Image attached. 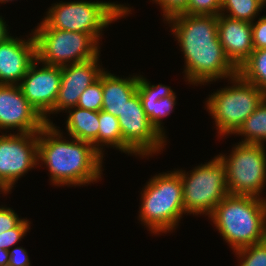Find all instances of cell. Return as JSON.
Returning a JSON list of instances; mask_svg holds the SVG:
<instances>
[{
	"instance_id": "1",
	"label": "cell",
	"mask_w": 266,
	"mask_h": 266,
	"mask_svg": "<svg viewBox=\"0 0 266 266\" xmlns=\"http://www.w3.org/2000/svg\"><path fill=\"white\" fill-rule=\"evenodd\" d=\"M185 58L189 84H203L235 77L238 68L219 41L217 16L180 14L167 20Z\"/></svg>"
},
{
	"instance_id": "2",
	"label": "cell",
	"mask_w": 266,
	"mask_h": 266,
	"mask_svg": "<svg viewBox=\"0 0 266 266\" xmlns=\"http://www.w3.org/2000/svg\"><path fill=\"white\" fill-rule=\"evenodd\" d=\"M62 137L54 124H46L38 132V164L41 161L48 167L52 184L81 186L102 178L103 156L93 144Z\"/></svg>"
},
{
	"instance_id": "3",
	"label": "cell",
	"mask_w": 266,
	"mask_h": 266,
	"mask_svg": "<svg viewBox=\"0 0 266 266\" xmlns=\"http://www.w3.org/2000/svg\"><path fill=\"white\" fill-rule=\"evenodd\" d=\"M209 218L233 252L266 240V199L226 196Z\"/></svg>"
},
{
	"instance_id": "4",
	"label": "cell",
	"mask_w": 266,
	"mask_h": 266,
	"mask_svg": "<svg viewBox=\"0 0 266 266\" xmlns=\"http://www.w3.org/2000/svg\"><path fill=\"white\" fill-rule=\"evenodd\" d=\"M169 172L149 179L141 192L139 218L153 234L176 229L185 214L181 177L176 170Z\"/></svg>"
},
{
	"instance_id": "5",
	"label": "cell",
	"mask_w": 266,
	"mask_h": 266,
	"mask_svg": "<svg viewBox=\"0 0 266 266\" xmlns=\"http://www.w3.org/2000/svg\"><path fill=\"white\" fill-rule=\"evenodd\" d=\"M131 9L115 2L74 1L55 3L48 9L47 16L37 28H55L65 31L91 34L98 42L102 29Z\"/></svg>"
},
{
	"instance_id": "6",
	"label": "cell",
	"mask_w": 266,
	"mask_h": 266,
	"mask_svg": "<svg viewBox=\"0 0 266 266\" xmlns=\"http://www.w3.org/2000/svg\"><path fill=\"white\" fill-rule=\"evenodd\" d=\"M230 81L233 86L217 90L206 101L207 110L215 120L220 136L234 134L266 99L264 92L238 74Z\"/></svg>"
},
{
	"instance_id": "7",
	"label": "cell",
	"mask_w": 266,
	"mask_h": 266,
	"mask_svg": "<svg viewBox=\"0 0 266 266\" xmlns=\"http://www.w3.org/2000/svg\"><path fill=\"white\" fill-rule=\"evenodd\" d=\"M176 171L183 185L185 214H205L209 217L215 207L229 195L226 168L218 156L195 167L190 175L184 170Z\"/></svg>"
},
{
	"instance_id": "8",
	"label": "cell",
	"mask_w": 266,
	"mask_h": 266,
	"mask_svg": "<svg viewBox=\"0 0 266 266\" xmlns=\"http://www.w3.org/2000/svg\"><path fill=\"white\" fill-rule=\"evenodd\" d=\"M36 55L39 64L66 66L88 61L100 55L98 41L82 32L55 28H36Z\"/></svg>"
},
{
	"instance_id": "9",
	"label": "cell",
	"mask_w": 266,
	"mask_h": 266,
	"mask_svg": "<svg viewBox=\"0 0 266 266\" xmlns=\"http://www.w3.org/2000/svg\"><path fill=\"white\" fill-rule=\"evenodd\" d=\"M217 156L226 168L229 194L262 198L260 193L266 183L264 145L238 143L228 157L223 154Z\"/></svg>"
},
{
	"instance_id": "10",
	"label": "cell",
	"mask_w": 266,
	"mask_h": 266,
	"mask_svg": "<svg viewBox=\"0 0 266 266\" xmlns=\"http://www.w3.org/2000/svg\"><path fill=\"white\" fill-rule=\"evenodd\" d=\"M117 118L122 133L124 153L149 157L163 150L166 140L149 121L138 92L126 102Z\"/></svg>"
},
{
	"instance_id": "11",
	"label": "cell",
	"mask_w": 266,
	"mask_h": 266,
	"mask_svg": "<svg viewBox=\"0 0 266 266\" xmlns=\"http://www.w3.org/2000/svg\"><path fill=\"white\" fill-rule=\"evenodd\" d=\"M0 135V182L10 191L15 182L38 165V133Z\"/></svg>"
},
{
	"instance_id": "12",
	"label": "cell",
	"mask_w": 266,
	"mask_h": 266,
	"mask_svg": "<svg viewBox=\"0 0 266 266\" xmlns=\"http://www.w3.org/2000/svg\"><path fill=\"white\" fill-rule=\"evenodd\" d=\"M36 59L19 86L24 97L40 113L47 124H53L48 114L54 108L61 85V67L43 64Z\"/></svg>"
},
{
	"instance_id": "13",
	"label": "cell",
	"mask_w": 266,
	"mask_h": 266,
	"mask_svg": "<svg viewBox=\"0 0 266 266\" xmlns=\"http://www.w3.org/2000/svg\"><path fill=\"white\" fill-rule=\"evenodd\" d=\"M47 123L24 97L19 85L0 84V129L38 133Z\"/></svg>"
},
{
	"instance_id": "14",
	"label": "cell",
	"mask_w": 266,
	"mask_h": 266,
	"mask_svg": "<svg viewBox=\"0 0 266 266\" xmlns=\"http://www.w3.org/2000/svg\"><path fill=\"white\" fill-rule=\"evenodd\" d=\"M99 57L88 61L69 64L61 67V85L54 108L49 114L76 107L83 91L95 81L104 71L99 63Z\"/></svg>"
},
{
	"instance_id": "15",
	"label": "cell",
	"mask_w": 266,
	"mask_h": 266,
	"mask_svg": "<svg viewBox=\"0 0 266 266\" xmlns=\"http://www.w3.org/2000/svg\"><path fill=\"white\" fill-rule=\"evenodd\" d=\"M31 35L27 40L9 36L0 42V84L19 85L37 59L33 32Z\"/></svg>"
},
{
	"instance_id": "16",
	"label": "cell",
	"mask_w": 266,
	"mask_h": 266,
	"mask_svg": "<svg viewBox=\"0 0 266 266\" xmlns=\"http://www.w3.org/2000/svg\"><path fill=\"white\" fill-rule=\"evenodd\" d=\"M217 30L226 56L239 68L254 50L251 23L219 14Z\"/></svg>"
},
{
	"instance_id": "17",
	"label": "cell",
	"mask_w": 266,
	"mask_h": 266,
	"mask_svg": "<svg viewBox=\"0 0 266 266\" xmlns=\"http://www.w3.org/2000/svg\"><path fill=\"white\" fill-rule=\"evenodd\" d=\"M137 92L141 98L145 114L148 116L152 126L166 139L162 118L172 113L176 105L175 92L166 85H152L150 81H147L141 75L138 76Z\"/></svg>"
},
{
	"instance_id": "18",
	"label": "cell",
	"mask_w": 266,
	"mask_h": 266,
	"mask_svg": "<svg viewBox=\"0 0 266 266\" xmlns=\"http://www.w3.org/2000/svg\"><path fill=\"white\" fill-rule=\"evenodd\" d=\"M138 75L120 78L107 71L102 72V110L118 117L126 102L137 93Z\"/></svg>"
},
{
	"instance_id": "19",
	"label": "cell",
	"mask_w": 266,
	"mask_h": 266,
	"mask_svg": "<svg viewBox=\"0 0 266 266\" xmlns=\"http://www.w3.org/2000/svg\"><path fill=\"white\" fill-rule=\"evenodd\" d=\"M66 130L69 137L93 144L98 151L99 112L72 107L68 109Z\"/></svg>"
},
{
	"instance_id": "20",
	"label": "cell",
	"mask_w": 266,
	"mask_h": 266,
	"mask_svg": "<svg viewBox=\"0 0 266 266\" xmlns=\"http://www.w3.org/2000/svg\"><path fill=\"white\" fill-rule=\"evenodd\" d=\"M237 74L266 94V49L253 50L240 65Z\"/></svg>"
},
{
	"instance_id": "21",
	"label": "cell",
	"mask_w": 266,
	"mask_h": 266,
	"mask_svg": "<svg viewBox=\"0 0 266 266\" xmlns=\"http://www.w3.org/2000/svg\"><path fill=\"white\" fill-rule=\"evenodd\" d=\"M234 134L244 136V140L242 139L239 143L264 145L266 141V99Z\"/></svg>"
},
{
	"instance_id": "22",
	"label": "cell",
	"mask_w": 266,
	"mask_h": 266,
	"mask_svg": "<svg viewBox=\"0 0 266 266\" xmlns=\"http://www.w3.org/2000/svg\"><path fill=\"white\" fill-rule=\"evenodd\" d=\"M105 145L123 152V138L118 118L101 110L99 111L98 152L102 156L104 155L102 146Z\"/></svg>"
},
{
	"instance_id": "23",
	"label": "cell",
	"mask_w": 266,
	"mask_h": 266,
	"mask_svg": "<svg viewBox=\"0 0 266 266\" xmlns=\"http://www.w3.org/2000/svg\"><path fill=\"white\" fill-rule=\"evenodd\" d=\"M263 6L264 0H222L220 14L226 11L229 18L252 23Z\"/></svg>"
},
{
	"instance_id": "24",
	"label": "cell",
	"mask_w": 266,
	"mask_h": 266,
	"mask_svg": "<svg viewBox=\"0 0 266 266\" xmlns=\"http://www.w3.org/2000/svg\"><path fill=\"white\" fill-rule=\"evenodd\" d=\"M239 266H266V240L234 251Z\"/></svg>"
},
{
	"instance_id": "25",
	"label": "cell",
	"mask_w": 266,
	"mask_h": 266,
	"mask_svg": "<svg viewBox=\"0 0 266 266\" xmlns=\"http://www.w3.org/2000/svg\"><path fill=\"white\" fill-rule=\"evenodd\" d=\"M102 73L99 79L88 86L80 95L77 107L90 111H101L103 104Z\"/></svg>"
},
{
	"instance_id": "26",
	"label": "cell",
	"mask_w": 266,
	"mask_h": 266,
	"mask_svg": "<svg viewBox=\"0 0 266 266\" xmlns=\"http://www.w3.org/2000/svg\"><path fill=\"white\" fill-rule=\"evenodd\" d=\"M222 0H189L187 10L183 14L215 15L221 12Z\"/></svg>"
},
{
	"instance_id": "27",
	"label": "cell",
	"mask_w": 266,
	"mask_h": 266,
	"mask_svg": "<svg viewBox=\"0 0 266 266\" xmlns=\"http://www.w3.org/2000/svg\"><path fill=\"white\" fill-rule=\"evenodd\" d=\"M29 221L24 219L13 229L0 234V248L10 250L26 235L30 229Z\"/></svg>"
},
{
	"instance_id": "28",
	"label": "cell",
	"mask_w": 266,
	"mask_h": 266,
	"mask_svg": "<svg viewBox=\"0 0 266 266\" xmlns=\"http://www.w3.org/2000/svg\"><path fill=\"white\" fill-rule=\"evenodd\" d=\"M160 5L164 20L183 14L187 10L189 0H152Z\"/></svg>"
},
{
	"instance_id": "29",
	"label": "cell",
	"mask_w": 266,
	"mask_h": 266,
	"mask_svg": "<svg viewBox=\"0 0 266 266\" xmlns=\"http://www.w3.org/2000/svg\"><path fill=\"white\" fill-rule=\"evenodd\" d=\"M251 26L254 50L266 49V16H261L257 22H252Z\"/></svg>"
},
{
	"instance_id": "30",
	"label": "cell",
	"mask_w": 266,
	"mask_h": 266,
	"mask_svg": "<svg viewBox=\"0 0 266 266\" xmlns=\"http://www.w3.org/2000/svg\"><path fill=\"white\" fill-rule=\"evenodd\" d=\"M22 220L11 208L0 206V234L15 228Z\"/></svg>"
},
{
	"instance_id": "31",
	"label": "cell",
	"mask_w": 266,
	"mask_h": 266,
	"mask_svg": "<svg viewBox=\"0 0 266 266\" xmlns=\"http://www.w3.org/2000/svg\"><path fill=\"white\" fill-rule=\"evenodd\" d=\"M10 266H30V260L27 251L23 247H16L8 250Z\"/></svg>"
},
{
	"instance_id": "32",
	"label": "cell",
	"mask_w": 266,
	"mask_h": 266,
	"mask_svg": "<svg viewBox=\"0 0 266 266\" xmlns=\"http://www.w3.org/2000/svg\"><path fill=\"white\" fill-rule=\"evenodd\" d=\"M4 19L0 16V42H3L7 37H9V32L7 30V24H5Z\"/></svg>"
},
{
	"instance_id": "33",
	"label": "cell",
	"mask_w": 266,
	"mask_h": 266,
	"mask_svg": "<svg viewBox=\"0 0 266 266\" xmlns=\"http://www.w3.org/2000/svg\"><path fill=\"white\" fill-rule=\"evenodd\" d=\"M9 264V252L0 248V266Z\"/></svg>"
},
{
	"instance_id": "34",
	"label": "cell",
	"mask_w": 266,
	"mask_h": 266,
	"mask_svg": "<svg viewBox=\"0 0 266 266\" xmlns=\"http://www.w3.org/2000/svg\"><path fill=\"white\" fill-rule=\"evenodd\" d=\"M9 191L10 190L3 183L0 182V192H2V194H8Z\"/></svg>"
},
{
	"instance_id": "35",
	"label": "cell",
	"mask_w": 266,
	"mask_h": 266,
	"mask_svg": "<svg viewBox=\"0 0 266 266\" xmlns=\"http://www.w3.org/2000/svg\"><path fill=\"white\" fill-rule=\"evenodd\" d=\"M10 1H12V0H0L1 4L2 3H7V2H10Z\"/></svg>"
}]
</instances>
